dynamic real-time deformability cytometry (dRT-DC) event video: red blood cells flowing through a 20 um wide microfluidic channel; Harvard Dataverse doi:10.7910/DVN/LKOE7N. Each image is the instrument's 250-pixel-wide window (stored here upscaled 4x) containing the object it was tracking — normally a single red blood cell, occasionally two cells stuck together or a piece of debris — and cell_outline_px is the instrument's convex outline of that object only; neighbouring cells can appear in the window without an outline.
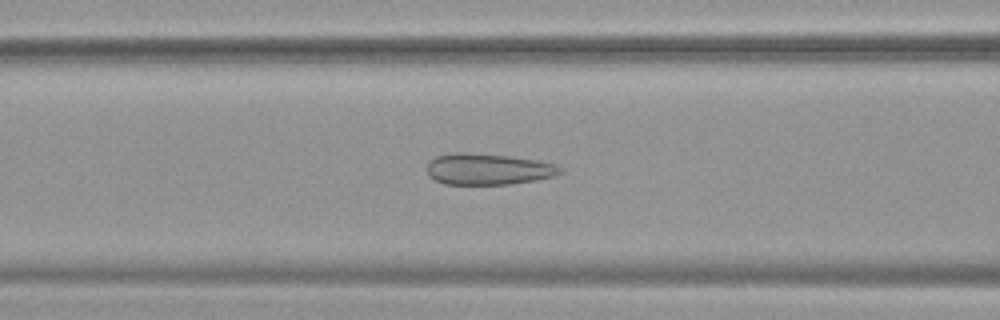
{"species": "common noctule bat (a hibernating species)", "species_latin": "Nyctalus noctula", "temperature_condition": "warm", "stored_images_in_passage": 53, "camera_frame_rate_fps": 3000, "um_per_image_px": 0.085, "animal": {"sex": "female", "body_mass_g": 19.9}, "frame": {"image": 1, "passage_image": 22, "time_ms": 7.0, "image_size_px": [1000, 320], "cell_outline_px": [[564, 172], [552, 176], [536, 180], [512, 184], [444, 184], [428, 176], [428, 164], [436, 156], [456, 152], [468, 152], [508, 156], [536, 160], [556, 164]], "centroid_in_image_um": [41.49, 14.38], "position_along_channel_um": 125.1, "area_um2": 24.16}}
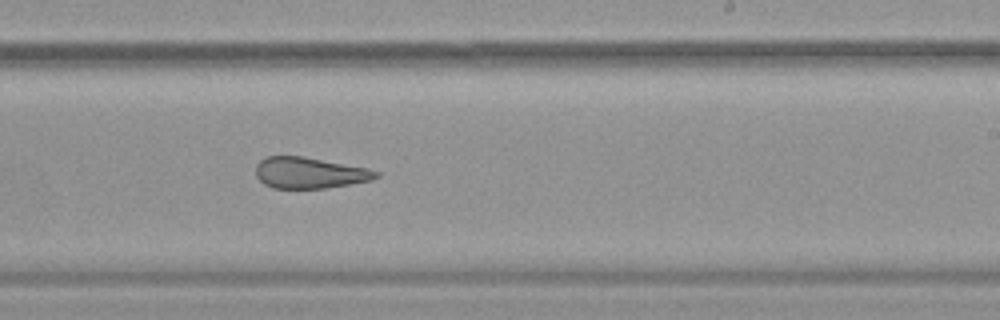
{"frame": {"image": 2, "passage_image": 33, "time_ms": 10.667, "image_size_px": [1000, 320], "cell_outline_px": [[380, 176], [372, 180], [324, 188], [272, 188], [264, 184], [256, 176], [256, 164], [260, 160], [268, 156], [304, 156], [368, 168], [380, 172]], "centroid_in_image_um": [26.31, 14.68], "position_along_channel_um": 262.7, "area_um2": 21.85}}
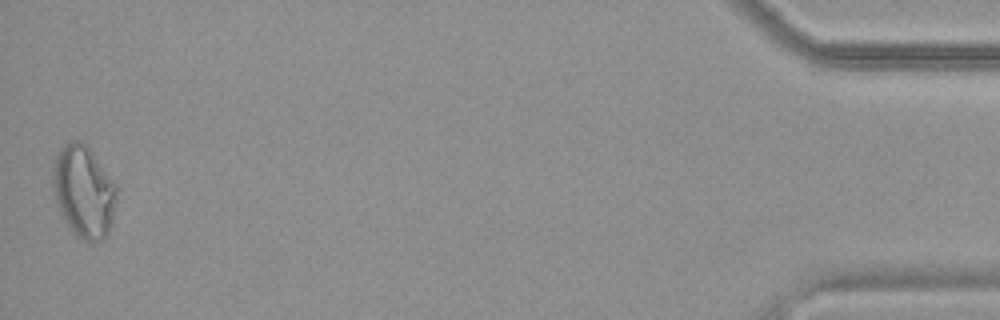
{"frame": {"image": 3, "passage_image": 53, "time_ms": 17.333, "image_size_px": [1000, 320], "cell_outline_px": [[116, 192], [112, 220], [108, 232], [104, 240], [84, 240], [76, 236], [68, 228], [60, 212], [56, 200], [52, 184], [52, 176], [56, 156], [60, 148], [72, 140], [80, 140], [92, 152], [116, 184]], "centroid_in_image_um": [7.1, 16.29], "position_along_channel_um": 428.1, "area_um2": 33.81}, "authors_computed_cell_mechanics": {"area_um2": 27.6862, "velocity_mm_per_s": 3.7655, "shape_relaxation_time_tau1_ms": null, "shape_relaxation_time_tau2_ms": 1.5741, "deformation_change_tau1": null, "deformation_change_tau2": 0.1062}}